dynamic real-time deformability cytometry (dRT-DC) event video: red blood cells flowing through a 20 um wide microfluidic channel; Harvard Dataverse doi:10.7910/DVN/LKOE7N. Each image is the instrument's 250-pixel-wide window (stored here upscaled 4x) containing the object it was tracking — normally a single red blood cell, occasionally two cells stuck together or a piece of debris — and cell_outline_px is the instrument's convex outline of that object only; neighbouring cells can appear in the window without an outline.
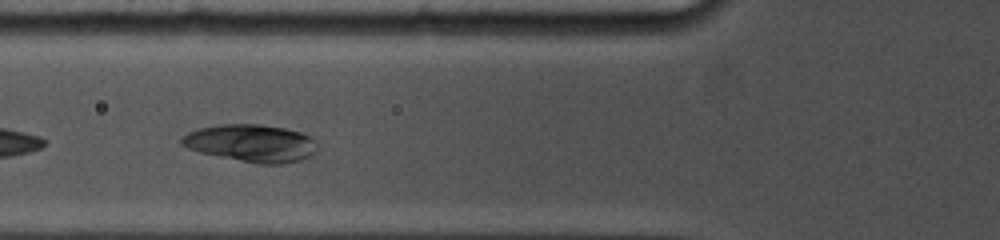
{"species": "common noctule bat (a hibernating species)", "species_latin": "Nyctalus noctula", "temperature_condition": "cold", "stored_images_in_passage": 5, "camera_frame_rate_fps": 5000, "um_per_image_px": 0.085, "animal": {"sex": "female", "body_mass_g": 19.0, "forearm_length_mm": 53.3}, "frame": {"image": 1, "passage_image": 3, "time_ms": 1.8, "image_size_px": [1000, 240], "cell_outline_px": [[316, 148], [308, 156], [300, 160], [280, 164], [260, 164], [200, 152], [188, 148], [180, 144], [180, 140], [188, 132], [200, 128], [220, 124], [260, 124], [284, 128], [300, 132], [308, 136], [312, 140]], "centroid_in_image_um": [21.3, 12.16], "position_along_channel_um": 104.5, "area_um2": 29.02}}
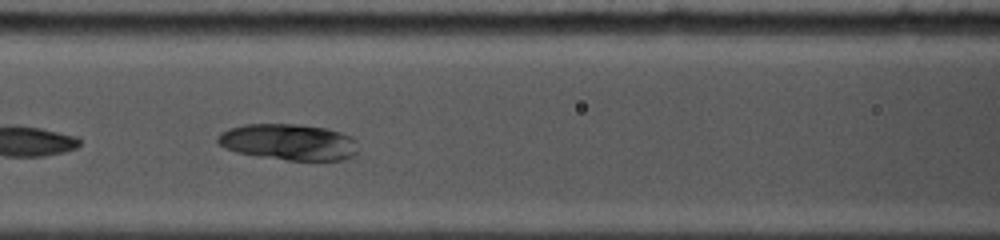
{"frame": {"image": 2, "passage_image": 4, "time_ms": 2.8, "image_size_px": [1000, 240], "cell_outline_px": [[356, 152], [352, 156], [344, 160], [288, 160], [256, 156], [236, 152], [224, 148], [216, 144], [216, 136], [220, 132], [228, 128], [244, 124], [300, 124], [328, 128], [352, 136], [356, 140]], "centroid_in_image_um": [24.49, 12.06], "position_along_channel_um": 142.1, "area_um2": 30.06}}